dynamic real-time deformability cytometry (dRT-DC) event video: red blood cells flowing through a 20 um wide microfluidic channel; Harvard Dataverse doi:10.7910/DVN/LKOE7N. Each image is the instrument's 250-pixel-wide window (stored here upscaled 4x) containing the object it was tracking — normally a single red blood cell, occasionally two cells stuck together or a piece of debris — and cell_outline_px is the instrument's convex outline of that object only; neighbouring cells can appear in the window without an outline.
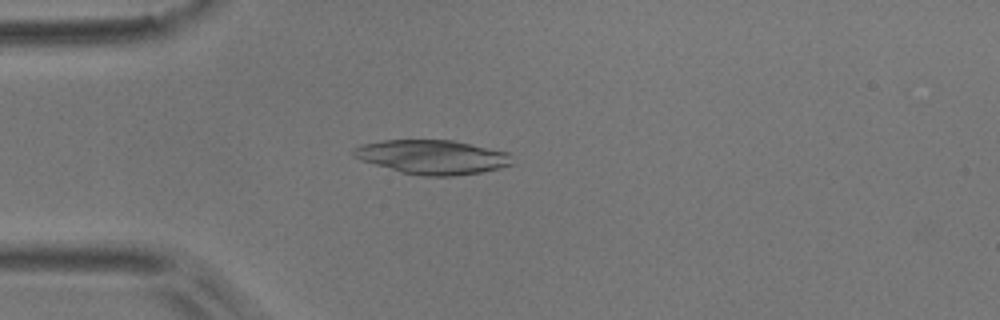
{"species": "common noctule bat (a hibernating species)", "species_latin": "Nyctalus noctula", "temperature_condition": "room temperature", "stored_images_in_passage": 4, "camera_frame_rate_fps": 3000, "um_per_image_px": 0.085, "animal": {"sex": "male", "body_mass_g": 17.9}, "frame": {"image": 1, "passage_image": 4, "time_ms": 1.0, "image_size_px": [1000, 320], "cell_outline_px": [[512, 164], [500, 168], [480, 172], [452, 176], [424, 176], [400, 172], [360, 160], [352, 156], [352, 148], [364, 144], [380, 140], [452, 140], [472, 144], [508, 152]], "centroid_in_image_um": [36.7, 13.34], "position_along_channel_um": 48.3, "area_um2": 31.56}}